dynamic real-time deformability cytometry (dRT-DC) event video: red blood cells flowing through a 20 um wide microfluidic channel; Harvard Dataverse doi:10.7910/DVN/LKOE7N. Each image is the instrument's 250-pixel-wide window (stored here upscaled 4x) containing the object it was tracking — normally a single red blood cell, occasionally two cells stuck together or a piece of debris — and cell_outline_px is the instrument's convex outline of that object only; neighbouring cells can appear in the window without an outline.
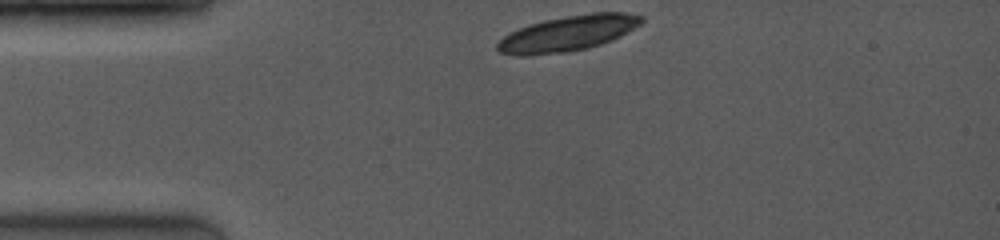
{"species": "common noctule bat (a hibernating species)", "species_latin": "Nyctalus noctula", "temperature_condition": "room temperature", "stored_images_in_passage": 4, "camera_frame_rate_fps": 4000, "um_per_image_px": 0.085, "animal": {"sex": "female", "body_mass_g": 19.0, "forearm_length_mm": 53.3}, "frame": {"image": 1, "passage_image": 1, "time_ms": 0.0, "image_size_px": [1000, 240], "cell_outline_px": [[644, 20], [640, 24], [620, 36], [612, 40], [588, 48], [564, 52], [528, 56], [516, 56], [500, 52], [496, 48], [496, 44], [504, 36], [520, 28], [544, 20], [564, 16], [592, 12], [624, 12], [644, 16]], "centroid_in_image_um": [48.28, 2.84], "position_along_channel_um": 36.7, "area_um2": 29.65}}